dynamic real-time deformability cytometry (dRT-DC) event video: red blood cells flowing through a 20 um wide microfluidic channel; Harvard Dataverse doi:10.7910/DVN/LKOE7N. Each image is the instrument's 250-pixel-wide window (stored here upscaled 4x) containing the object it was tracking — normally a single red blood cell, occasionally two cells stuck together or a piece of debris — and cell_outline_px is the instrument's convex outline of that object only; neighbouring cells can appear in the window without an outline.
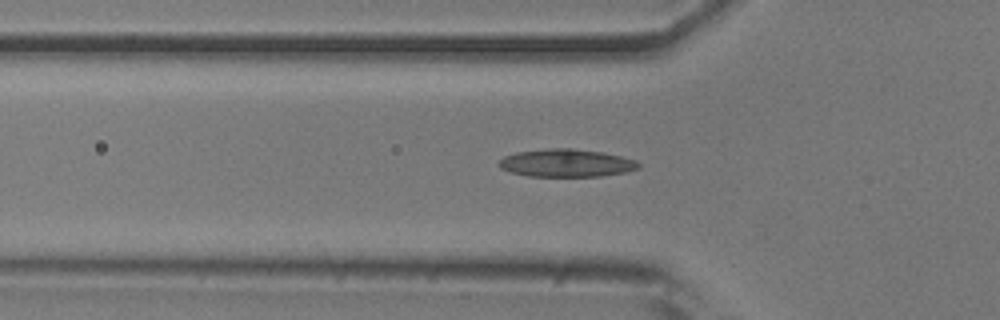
{"species": "common noctule bat (a hibernating species)", "species_latin": "Nyctalus noctula", "temperature_condition": "room temperature", "stored_images_in_passage": 45, "camera_frame_rate_fps": 3000, "um_per_image_px": 0.085, "animal": {"sex": "male", "body_mass_g": 20.5, "forearm_length_mm": 52.5}, "frame": {"image": 1, "passage_image": 17, "time_ms": 5.333, "image_size_px": [1000, 320], "cell_outline_px": [[640, 168], [624, 172], [600, 176], [528, 176], [512, 172], [500, 168], [496, 164], [504, 156], [516, 152], [548, 148], [572, 148], [604, 152], [636, 160], [640, 164]], "centroid_in_image_um": [48.13, 13.85], "position_along_channel_um": 77.7, "area_um2": 22.66}}
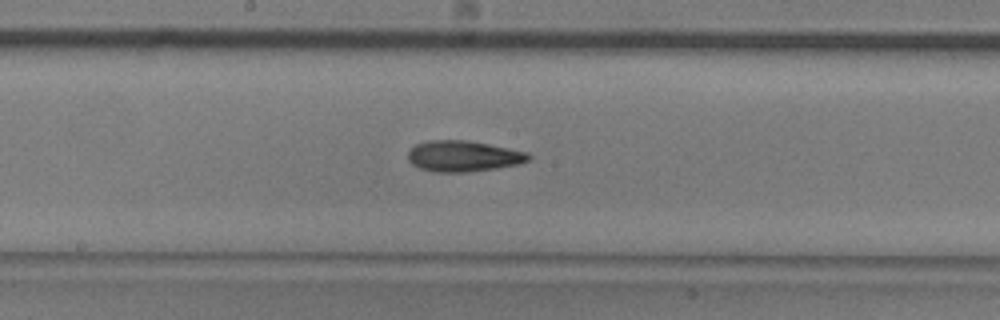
{"frame": {"image": 2, "passage_image": 27, "time_ms": 8.667, "image_size_px": [1000, 320], "cell_outline_px": [[532, 156], [528, 160], [520, 164], [496, 168], [468, 172], [436, 172], [420, 168], [412, 164], [408, 160], [408, 152], [416, 144], [428, 140], [468, 140], [528, 152]], "centroid_in_image_um": [39.39, 13.27], "position_along_channel_um": 208.8, "area_um2": 21.73}}
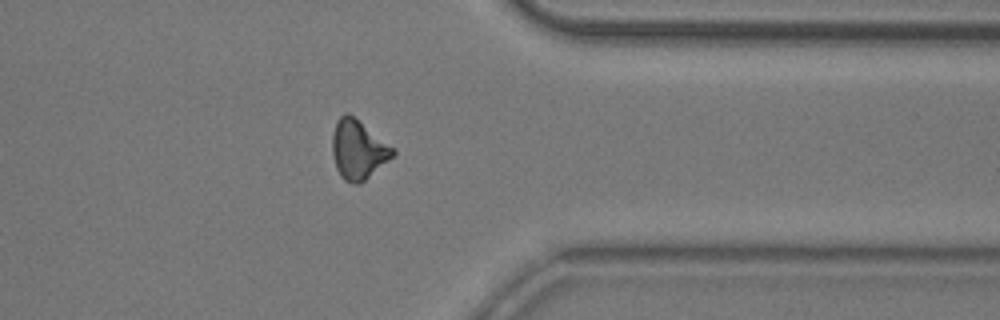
{"frame": {"image": 3, "passage_image": 41, "time_ms": 13.333, "image_size_px": [1000, 320], "cell_outline_px": [[396, 152], [388, 160], [364, 180], [356, 184], [352, 184], [344, 180], [340, 176], [336, 168], [332, 156], [332, 132], [336, 120], [344, 112], [348, 112], [396, 148]], "centroid_in_image_um": [30.42, 12.69], "position_along_channel_um": 381.0, "area_um2": 20.98}}